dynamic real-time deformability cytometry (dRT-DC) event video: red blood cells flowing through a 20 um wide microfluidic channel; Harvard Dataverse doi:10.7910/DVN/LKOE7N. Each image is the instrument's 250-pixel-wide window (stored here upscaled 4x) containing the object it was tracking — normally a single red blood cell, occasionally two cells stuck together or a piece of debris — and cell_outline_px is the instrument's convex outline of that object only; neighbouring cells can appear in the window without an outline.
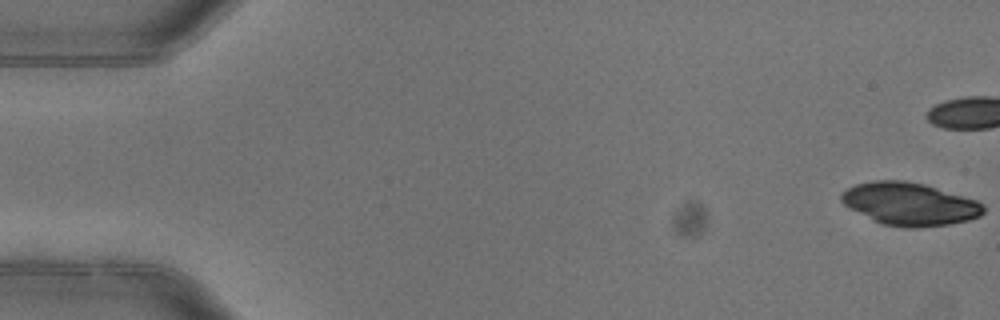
{"species": "common noctule bat (a hibernating species)", "species_latin": "Nyctalus noctula", "temperature_condition": "warm", "stored_images_in_passage": 6, "camera_frame_rate_fps": 3000, "um_per_image_px": 0.085, "animal": {"sex": "female"}, "frame": {"image": 1, "passage_image": 1, "time_ms": 0.0, "image_size_px": [1000, 320], "cell_outline_px": [[984, 212], [980, 216], [968, 220], [948, 224], [920, 228], [904, 228], [884, 224], [848, 208], [840, 200], [840, 192], [856, 184], [872, 180], [904, 180], [924, 184], [976, 200], [984, 204]], "centroid_in_image_um": [77.3, 17.33], "position_along_channel_um": 7.7, "area_um2": 35.37}}